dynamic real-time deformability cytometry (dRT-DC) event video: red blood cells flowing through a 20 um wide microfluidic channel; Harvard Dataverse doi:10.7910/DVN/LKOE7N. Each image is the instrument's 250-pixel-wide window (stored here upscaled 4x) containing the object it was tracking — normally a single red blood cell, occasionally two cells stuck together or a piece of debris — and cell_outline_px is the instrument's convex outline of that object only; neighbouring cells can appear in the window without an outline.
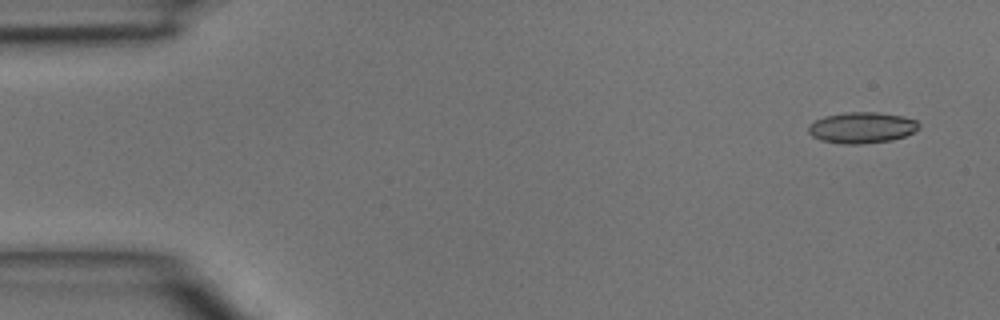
{"species": "common noctule bat (a hibernating species)", "species_latin": "Nyctalus noctula", "temperature_condition": "room temperature", "stored_images_in_passage": 3, "camera_frame_rate_fps": 3000, "um_per_image_px": 0.085, "animal": {"sex": "male", "body_mass_g": 15.6}, "frame": {"image": 1, "passage_image": 1, "time_ms": 0.0, "image_size_px": [1000, 320], "cell_outline_px": [[920, 128], [904, 136], [892, 140], [860, 144], [844, 144], [820, 140], [812, 136], [808, 132], [808, 124], [824, 116], [844, 112], [880, 112], [904, 116], [916, 120], [920, 124]], "centroid_in_image_um": [73.25, 10.84], "position_along_channel_um": 11.7, "area_um2": 20.17}}
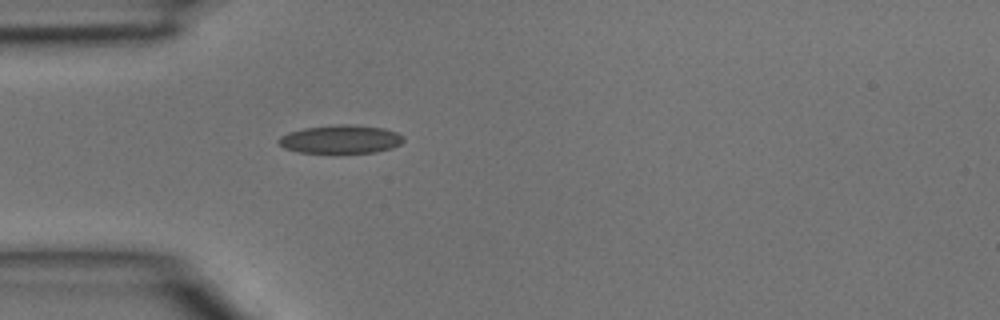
{"frame": {"image": 2, "passage_image": 3, "time_ms": 0.667, "image_size_px": [1000, 320], "cell_outline_px": [[404, 140], [400, 144], [392, 148], [376, 152], [300, 152], [284, 148], [276, 140], [280, 136], [288, 132], [304, 128], [340, 124], [348, 124], [384, 128], [396, 132], [404, 136]], "centroid_in_image_um": [28.96, 11.82], "position_along_channel_um": 56.0, "area_um2": 20.52}}